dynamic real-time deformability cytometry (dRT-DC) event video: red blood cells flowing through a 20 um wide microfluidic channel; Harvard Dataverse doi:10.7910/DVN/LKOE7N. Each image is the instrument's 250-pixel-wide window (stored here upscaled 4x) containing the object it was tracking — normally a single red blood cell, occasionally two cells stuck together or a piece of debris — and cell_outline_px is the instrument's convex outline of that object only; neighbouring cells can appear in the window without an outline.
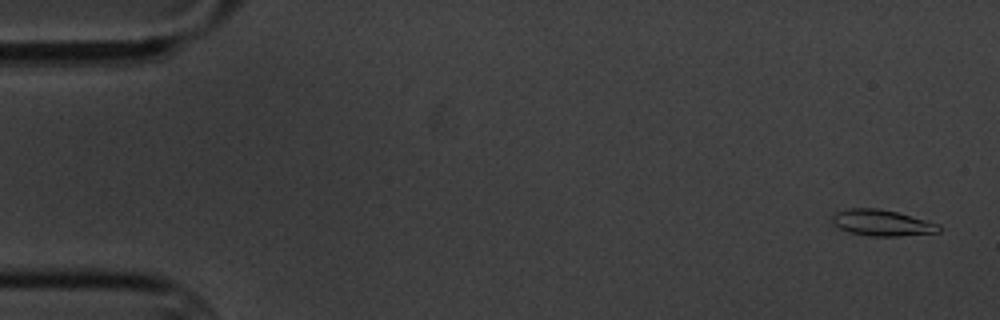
{"species": "common noctule bat (a hibernating species)", "species_latin": "Nyctalus noctula", "temperature_condition": "cold", "stored_images_in_passage": 12, "camera_frame_rate_fps": 3000, "um_per_image_px": 0.085, "animal": {"sex": "male", "body_mass_g": 20.1, "forearm_length_mm": 53.5}, "frame": {"image": 1, "passage_image": 1, "time_ms": 0.0, "image_size_px": [1000, 320], "cell_outline_px": [[940, 232], [900, 236], [872, 236], [848, 232], [832, 224], [832, 216], [836, 212], [848, 208], [876, 208], [896, 212], [940, 224]], "centroid_in_image_um": [74.95, 18.94], "position_along_channel_um": 10.1, "area_um2": 16.18}}
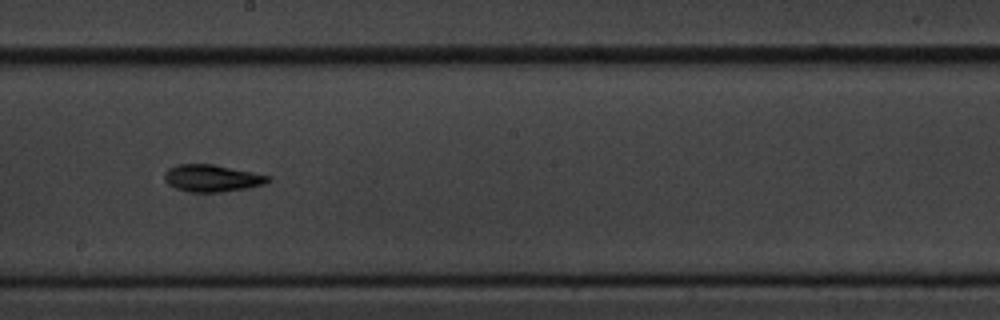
{"frame": {"image": 2, "passage_image": 9, "time_ms": 10.0, "image_size_px": [1000, 320], "cell_outline_px": [[272, 180], [264, 184], [248, 188], [220, 192], [192, 192], [176, 188], [168, 184], [164, 180], [164, 172], [168, 168], [176, 164], [212, 164], [272, 176]], "centroid_in_image_um": [18.02, 15.14], "position_along_channel_um": 230.2, "area_um2": 16.42}}
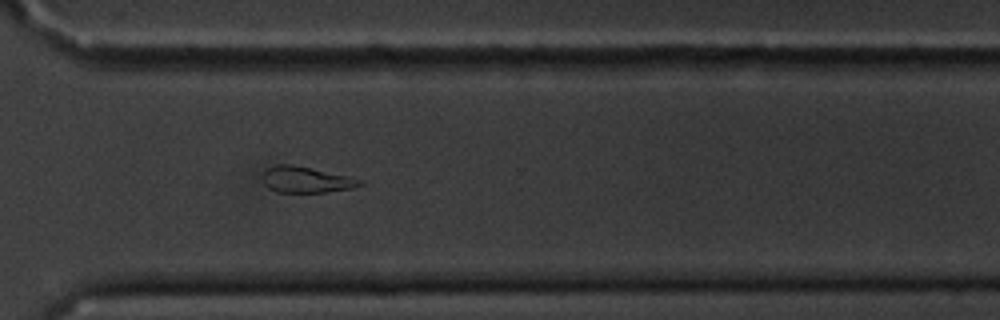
{"frame": {"image": 3, "passage_image": 12, "time_ms": 13.333, "image_size_px": [1000, 320], "cell_outline_px": [[364, 184], [352, 188], [324, 192], [276, 192], [268, 188], [264, 184], [264, 172], [268, 168], [276, 164], [292, 164], [352, 176], [364, 180]], "centroid_in_image_um": [26.07, 15.26], "position_along_channel_um": 344.5, "area_um2": 14.91}}